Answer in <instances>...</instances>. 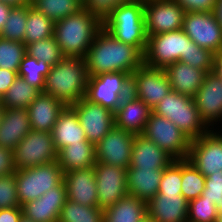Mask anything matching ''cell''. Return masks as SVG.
<instances>
[{
    "instance_id": "53",
    "label": "cell",
    "mask_w": 222,
    "mask_h": 222,
    "mask_svg": "<svg viewBox=\"0 0 222 222\" xmlns=\"http://www.w3.org/2000/svg\"><path fill=\"white\" fill-rule=\"evenodd\" d=\"M214 14L218 23L222 27V0H217L214 8Z\"/></svg>"
},
{
    "instance_id": "8",
    "label": "cell",
    "mask_w": 222,
    "mask_h": 222,
    "mask_svg": "<svg viewBox=\"0 0 222 222\" xmlns=\"http://www.w3.org/2000/svg\"><path fill=\"white\" fill-rule=\"evenodd\" d=\"M142 135L174 160L188 158L191 140L169 119L151 112Z\"/></svg>"
},
{
    "instance_id": "52",
    "label": "cell",
    "mask_w": 222,
    "mask_h": 222,
    "mask_svg": "<svg viewBox=\"0 0 222 222\" xmlns=\"http://www.w3.org/2000/svg\"><path fill=\"white\" fill-rule=\"evenodd\" d=\"M0 2L10 5L11 7H23L25 5H31L28 0H0Z\"/></svg>"
},
{
    "instance_id": "35",
    "label": "cell",
    "mask_w": 222,
    "mask_h": 222,
    "mask_svg": "<svg viewBox=\"0 0 222 222\" xmlns=\"http://www.w3.org/2000/svg\"><path fill=\"white\" fill-rule=\"evenodd\" d=\"M31 6L53 22L70 16L82 8V4L77 0H34Z\"/></svg>"
},
{
    "instance_id": "56",
    "label": "cell",
    "mask_w": 222,
    "mask_h": 222,
    "mask_svg": "<svg viewBox=\"0 0 222 222\" xmlns=\"http://www.w3.org/2000/svg\"><path fill=\"white\" fill-rule=\"evenodd\" d=\"M19 222H34V221L26 218L25 216H22L21 219L19 220Z\"/></svg>"
},
{
    "instance_id": "3",
    "label": "cell",
    "mask_w": 222,
    "mask_h": 222,
    "mask_svg": "<svg viewBox=\"0 0 222 222\" xmlns=\"http://www.w3.org/2000/svg\"><path fill=\"white\" fill-rule=\"evenodd\" d=\"M102 22L81 8L76 13L54 22L53 36L64 56L85 58Z\"/></svg>"
},
{
    "instance_id": "48",
    "label": "cell",
    "mask_w": 222,
    "mask_h": 222,
    "mask_svg": "<svg viewBox=\"0 0 222 222\" xmlns=\"http://www.w3.org/2000/svg\"><path fill=\"white\" fill-rule=\"evenodd\" d=\"M18 76V71L0 68V94L3 96Z\"/></svg>"
},
{
    "instance_id": "46",
    "label": "cell",
    "mask_w": 222,
    "mask_h": 222,
    "mask_svg": "<svg viewBox=\"0 0 222 222\" xmlns=\"http://www.w3.org/2000/svg\"><path fill=\"white\" fill-rule=\"evenodd\" d=\"M180 4L185 12H214L217 0H174Z\"/></svg>"
},
{
    "instance_id": "27",
    "label": "cell",
    "mask_w": 222,
    "mask_h": 222,
    "mask_svg": "<svg viewBox=\"0 0 222 222\" xmlns=\"http://www.w3.org/2000/svg\"><path fill=\"white\" fill-rule=\"evenodd\" d=\"M51 134L57 152L70 144L88 141L78 115L71 106H66L60 113Z\"/></svg>"
},
{
    "instance_id": "30",
    "label": "cell",
    "mask_w": 222,
    "mask_h": 222,
    "mask_svg": "<svg viewBox=\"0 0 222 222\" xmlns=\"http://www.w3.org/2000/svg\"><path fill=\"white\" fill-rule=\"evenodd\" d=\"M147 217V204L127 195L104 210L103 222H141Z\"/></svg>"
},
{
    "instance_id": "55",
    "label": "cell",
    "mask_w": 222,
    "mask_h": 222,
    "mask_svg": "<svg viewBox=\"0 0 222 222\" xmlns=\"http://www.w3.org/2000/svg\"><path fill=\"white\" fill-rule=\"evenodd\" d=\"M4 110H5V107H4V105L0 102V123H1V120H2V116H3Z\"/></svg>"
},
{
    "instance_id": "26",
    "label": "cell",
    "mask_w": 222,
    "mask_h": 222,
    "mask_svg": "<svg viewBox=\"0 0 222 222\" xmlns=\"http://www.w3.org/2000/svg\"><path fill=\"white\" fill-rule=\"evenodd\" d=\"M172 91L194 97L204 82L206 71L191 67L182 61L174 62L164 68Z\"/></svg>"
},
{
    "instance_id": "18",
    "label": "cell",
    "mask_w": 222,
    "mask_h": 222,
    "mask_svg": "<svg viewBox=\"0 0 222 222\" xmlns=\"http://www.w3.org/2000/svg\"><path fill=\"white\" fill-rule=\"evenodd\" d=\"M201 119L212 130L222 121V80L208 73L193 97Z\"/></svg>"
},
{
    "instance_id": "45",
    "label": "cell",
    "mask_w": 222,
    "mask_h": 222,
    "mask_svg": "<svg viewBox=\"0 0 222 222\" xmlns=\"http://www.w3.org/2000/svg\"><path fill=\"white\" fill-rule=\"evenodd\" d=\"M201 197L214 201L217 211H222V171L205 178V189L202 191Z\"/></svg>"
},
{
    "instance_id": "1",
    "label": "cell",
    "mask_w": 222,
    "mask_h": 222,
    "mask_svg": "<svg viewBox=\"0 0 222 222\" xmlns=\"http://www.w3.org/2000/svg\"><path fill=\"white\" fill-rule=\"evenodd\" d=\"M85 59L88 76L112 72L132 75L144 63V55L135 46L119 41L103 27L95 35Z\"/></svg>"
},
{
    "instance_id": "21",
    "label": "cell",
    "mask_w": 222,
    "mask_h": 222,
    "mask_svg": "<svg viewBox=\"0 0 222 222\" xmlns=\"http://www.w3.org/2000/svg\"><path fill=\"white\" fill-rule=\"evenodd\" d=\"M151 112L143 101L130 93L114 112L115 126L135 135L142 134Z\"/></svg>"
},
{
    "instance_id": "42",
    "label": "cell",
    "mask_w": 222,
    "mask_h": 222,
    "mask_svg": "<svg viewBox=\"0 0 222 222\" xmlns=\"http://www.w3.org/2000/svg\"><path fill=\"white\" fill-rule=\"evenodd\" d=\"M218 215L214 201L199 196L188 202L187 222H216Z\"/></svg>"
},
{
    "instance_id": "40",
    "label": "cell",
    "mask_w": 222,
    "mask_h": 222,
    "mask_svg": "<svg viewBox=\"0 0 222 222\" xmlns=\"http://www.w3.org/2000/svg\"><path fill=\"white\" fill-rule=\"evenodd\" d=\"M182 160H173L164 170L159 183L158 194L182 195Z\"/></svg>"
},
{
    "instance_id": "6",
    "label": "cell",
    "mask_w": 222,
    "mask_h": 222,
    "mask_svg": "<svg viewBox=\"0 0 222 222\" xmlns=\"http://www.w3.org/2000/svg\"><path fill=\"white\" fill-rule=\"evenodd\" d=\"M15 175L20 206L40 198L63 181V171L57 161L16 170Z\"/></svg>"
},
{
    "instance_id": "2",
    "label": "cell",
    "mask_w": 222,
    "mask_h": 222,
    "mask_svg": "<svg viewBox=\"0 0 222 222\" xmlns=\"http://www.w3.org/2000/svg\"><path fill=\"white\" fill-rule=\"evenodd\" d=\"M88 78L85 58L64 56L50 68L43 92L71 106L85 97Z\"/></svg>"
},
{
    "instance_id": "28",
    "label": "cell",
    "mask_w": 222,
    "mask_h": 222,
    "mask_svg": "<svg viewBox=\"0 0 222 222\" xmlns=\"http://www.w3.org/2000/svg\"><path fill=\"white\" fill-rule=\"evenodd\" d=\"M163 170L164 169L128 168V195L137 197L147 203L158 193Z\"/></svg>"
},
{
    "instance_id": "41",
    "label": "cell",
    "mask_w": 222,
    "mask_h": 222,
    "mask_svg": "<svg viewBox=\"0 0 222 222\" xmlns=\"http://www.w3.org/2000/svg\"><path fill=\"white\" fill-rule=\"evenodd\" d=\"M215 54L196 45L191 39L188 41L186 55H182L179 61L187 63L191 67L199 68L207 73L214 71Z\"/></svg>"
},
{
    "instance_id": "11",
    "label": "cell",
    "mask_w": 222,
    "mask_h": 222,
    "mask_svg": "<svg viewBox=\"0 0 222 222\" xmlns=\"http://www.w3.org/2000/svg\"><path fill=\"white\" fill-rule=\"evenodd\" d=\"M182 30L201 48L222 53V27L214 12H185Z\"/></svg>"
},
{
    "instance_id": "29",
    "label": "cell",
    "mask_w": 222,
    "mask_h": 222,
    "mask_svg": "<svg viewBox=\"0 0 222 222\" xmlns=\"http://www.w3.org/2000/svg\"><path fill=\"white\" fill-rule=\"evenodd\" d=\"M57 162L63 173L94 167L96 164L95 145L89 141L70 144L57 152Z\"/></svg>"
},
{
    "instance_id": "10",
    "label": "cell",
    "mask_w": 222,
    "mask_h": 222,
    "mask_svg": "<svg viewBox=\"0 0 222 222\" xmlns=\"http://www.w3.org/2000/svg\"><path fill=\"white\" fill-rule=\"evenodd\" d=\"M57 161V150L51 132H29L13 149L16 170Z\"/></svg>"
},
{
    "instance_id": "39",
    "label": "cell",
    "mask_w": 222,
    "mask_h": 222,
    "mask_svg": "<svg viewBox=\"0 0 222 222\" xmlns=\"http://www.w3.org/2000/svg\"><path fill=\"white\" fill-rule=\"evenodd\" d=\"M25 53L24 43L0 37V68L18 71Z\"/></svg>"
},
{
    "instance_id": "36",
    "label": "cell",
    "mask_w": 222,
    "mask_h": 222,
    "mask_svg": "<svg viewBox=\"0 0 222 222\" xmlns=\"http://www.w3.org/2000/svg\"><path fill=\"white\" fill-rule=\"evenodd\" d=\"M205 178L189 160H182L181 193L188 202L201 196Z\"/></svg>"
},
{
    "instance_id": "33",
    "label": "cell",
    "mask_w": 222,
    "mask_h": 222,
    "mask_svg": "<svg viewBox=\"0 0 222 222\" xmlns=\"http://www.w3.org/2000/svg\"><path fill=\"white\" fill-rule=\"evenodd\" d=\"M51 66L43 60H37L35 57L25 55L22 58L18 70V76L23 78L32 87L39 92H43L45 77L50 72Z\"/></svg>"
},
{
    "instance_id": "19",
    "label": "cell",
    "mask_w": 222,
    "mask_h": 222,
    "mask_svg": "<svg viewBox=\"0 0 222 222\" xmlns=\"http://www.w3.org/2000/svg\"><path fill=\"white\" fill-rule=\"evenodd\" d=\"M67 200L66 187L62 181L50 188L40 198L23 204V216L34 222H58L59 215Z\"/></svg>"
},
{
    "instance_id": "58",
    "label": "cell",
    "mask_w": 222,
    "mask_h": 222,
    "mask_svg": "<svg viewBox=\"0 0 222 222\" xmlns=\"http://www.w3.org/2000/svg\"><path fill=\"white\" fill-rule=\"evenodd\" d=\"M141 222H154L150 217H145Z\"/></svg>"
},
{
    "instance_id": "31",
    "label": "cell",
    "mask_w": 222,
    "mask_h": 222,
    "mask_svg": "<svg viewBox=\"0 0 222 222\" xmlns=\"http://www.w3.org/2000/svg\"><path fill=\"white\" fill-rule=\"evenodd\" d=\"M54 22L31 5H27V23L24 36V44L52 37Z\"/></svg>"
},
{
    "instance_id": "47",
    "label": "cell",
    "mask_w": 222,
    "mask_h": 222,
    "mask_svg": "<svg viewBox=\"0 0 222 222\" xmlns=\"http://www.w3.org/2000/svg\"><path fill=\"white\" fill-rule=\"evenodd\" d=\"M13 150L0 147V177L15 173Z\"/></svg>"
},
{
    "instance_id": "5",
    "label": "cell",
    "mask_w": 222,
    "mask_h": 222,
    "mask_svg": "<svg viewBox=\"0 0 222 222\" xmlns=\"http://www.w3.org/2000/svg\"><path fill=\"white\" fill-rule=\"evenodd\" d=\"M169 119L190 140L208 133L211 129L201 119L194 98L170 91L152 110Z\"/></svg>"
},
{
    "instance_id": "50",
    "label": "cell",
    "mask_w": 222,
    "mask_h": 222,
    "mask_svg": "<svg viewBox=\"0 0 222 222\" xmlns=\"http://www.w3.org/2000/svg\"><path fill=\"white\" fill-rule=\"evenodd\" d=\"M12 8L13 7H11L10 5L0 2V33L3 30V27Z\"/></svg>"
},
{
    "instance_id": "37",
    "label": "cell",
    "mask_w": 222,
    "mask_h": 222,
    "mask_svg": "<svg viewBox=\"0 0 222 222\" xmlns=\"http://www.w3.org/2000/svg\"><path fill=\"white\" fill-rule=\"evenodd\" d=\"M25 51L27 55L43 60L51 67L64 57L54 36L26 44Z\"/></svg>"
},
{
    "instance_id": "25",
    "label": "cell",
    "mask_w": 222,
    "mask_h": 222,
    "mask_svg": "<svg viewBox=\"0 0 222 222\" xmlns=\"http://www.w3.org/2000/svg\"><path fill=\"white\" fill-rule=\"evenodd\" d=\"M31 131L27 109L5 108L0 123V147L13 150Z\"/></svg>"
},
{
    "instance_id": "59",
    "label": "cell",
    "mask_w": 222,
    "mask_h": 222,
    "mask_svg": "<svg viewBox=\"0 0 222 222\" xmlns=\"http://www.w3.org/2000/svg\"><path fill=\"white\" fill-rule=\"evenodd\" d=\"M77 1H79L83 5L86 0H77Z\"/></svg>"
},
{
    "instance_id": "22",
    "label": "cell",
    "mask_w": 222,
    "mask_h": 222,
    "mask_svg": "<svg viewBox=\"0 0 222 222\" xmlns=\"http://www.w3.org/2000/svg\"><path fill=\"white\" fill-rule=\"evenodd\" d=\"M146 204L147 216L154 222H187L188 201L182 195L157 193Z\"/></svg>"
},
{
    "instance_id": "23",
    "label": "cell",
    "mask_w": 222,
    "mask_h": 222,
    "mask_svg": "<svg viewBox=\"0 0 222 222\" xmlns=\"http://www.w3.org/2000/svg\"><path fill=\"white\" fill-rule=\"evenodd\" d=\"M65 107L66 105L54 96L40 92L27 108L32 130L52 132L53 126Z\"/></svg>"
},
{
    "instance_id": "32",
    "label": "cell",
    "mask_w": 222,
    "mask_h": 222,
    "mask_svg": "<svg viewBox=\"0 0 222 222\" xmlns=\"http://www.w3.org/2000/svg\"><path fill=\"white\" fill-rule=\"evenodd\" d=\"M40 92L17 76L7 92L2 96L1 103L5 108H24L36 99Z\"/></svg>"
},
{
    "instance_id": "7",
    "label": "cell",
    "mask_w": 222,
    "mask_h": 222,
    "mask_svg": "<svg viewBox=\"0 0 222 222\" xmlns=\"http://www.w3.org/2000/svg\"><path fill=\"white\" fill-rule=\"evenodd\" d=\"M131 93V75L126 72L89 76L85 98L115 112L121 100Z\"/></svg>"
},
{
    "instance_id": "24",
    "label": "cell",
    "mask_w": 222,
    "mask_h": 222,
    "mask_svg": "<svg viewBox=\"0 0 222 222\" xmlns=\"http://www.w3.org/2000/svg\"><path fill=\"white\" fill-rule=\"evenodd\" d=\"M174 159L142 134L135 135L128 168L165 169Z\"/></svg>"
},
{
    "instance_id": "44",
    "label": "cell",
    "mask_w": 222,
    "mask_h": 222,
    "mask_svg": "<svg viewBox=\"0 0 222 222\" xmlns=\"http://www.w3.org/2000/svg\"><path fill=\"white\" fill-rule=\"evenodd\" d=\"M129 1L131 0H86L82 7L103 23L115 8Z\"/></svg>"
},
{
    "instance_id": "54",
    "label": "cell",
    "mask_w": 222,
    "mask_h": 222,
    "mask_svg": "<svg viewBox=\"0 0 222 222\" xmlns=\"http://www.w3.org/2000/svg\"><path fill=\"white\" fill-rule=\"evenodd\" d=\"M218 127V128H217ZM217 127H215L213 130L220 136V138L222 139V125H218Z\"/></svg>"
},
{
    "instance_id": "16",
    "label": "cell",
    "mask_w": 222,
    "mask_h": 222,
    "mask_svg": "<svg viewBox=\"0 0 222 222\" xmlns=\"http://www.w3.org/2000/svg\"><path fill=\"white\" fill-rule=\"evenodd\" d=\"M94 172L101 209L105 210L128 195L127 169L96 162Z\"/></svg>"
},
{
    "instance_id": "51",
    "label": "cell",
    "mask_w": 222,
    "mask_h": 222,
    "mask_svg": "<svg viewBox=\"0 0 222 222\" xmlns=\"http://www.w3.org/2000/svg\"><path fill=\"white\" fill-rule=\"evenodd\" d=\"M213 73L222 80V53L215 56Z\"/></svg>"
},
{
    "instance_id": "57",
    "label": "cell",
    "mask_w": 222,
    "mask_h": 222,
    "mask_svg": "<svg viewBox=\"0 0 222 222\" xmlns=\"http://www.w3.org/2000/svg\"><path fill=\"white\" fill-rule=\"evenodd\" d=\"M216 222H222V211L218 212Z\"/></svg>"
},
{
    "instance_id": "17",
    "label": "cell",
    "mask_w": 222,
    "mask_h": 222,
    "mask_svg": "<svg viewBox=\"0 0 222 222\" xmlns=\"http://www.w3.org/2000/svg\"><path fill=\"white\" fill-rule=\"evenodd\" d=\"M187 160L205 177L222 171V139L212 129L191 140Z\"/></svg>"
},
{
    "instance_id": "9",
    "label": "cell",
    "mask_w": 222,
    "mask_h": 222,
    "mask_svg": "<svg viewBox=\"0 0 222 222\" xmlns=\"http://www.w3.org/2000/svg\"><path fill=\"white\" fill-rule=\"evenodd\" d=\"M190 38L182 29L149 35L144 64L152 68H165L186 55Z\"/></svg>"
},
{
    "instance_id": "38",
    "label": "cell",
    "mask_w": 222,
    "mask_h": 222,
    "mask_svg": "<svg viewBox=\"0 0 222 222\" xmlns=\"http://www.w3.org/2000/svg\"><path fill=\"white\" fill-rule=\"evenodd\" d=\"M27 23V5L13 7L8 15L0 37L24 43Z\"/></svg>"
},
{
    "instance_id": "14",
    "label": "cell",
    "mask_w": 222,
    "mask_h": 222,
    "mask_svg": "<svg viewBox=\"0 0 222 222\" xmlns=\"http://www.w3.org/2000/svg\"><path fill=\"white\" fill-rule=\"evenodd\" d=\"M71 107L78 115L86 139L96 145L115 126L114 112L83 97Z\"/></svg>"
},
{
    "instance_id": "49",
    "label": "cell",
    "mask_w": 222,
    "mask_h": 222,
    "mask_svg": "<svg viewBox=\"0 0 222 222\" xmlns=\"http://www.w3.org/2000/svg\"><path fill=\"white\" fill-rule=\"evenodd\" d=\"M22 216V207L0 209V222H19Z\"/></svg>"
},
{
    "instance_id": "13",
    "label": "cell",
    "mask_w": 222,
    "mask_h": 222,
    "mask_svg": "<svg viewBox=\"0 0 222 222\" xmlns=\"http://www.w3.org/2000/svg\"><path fill=\"white\" fill-rule=\"evenodd\" d=\"M185 10L174 0L144 1L147 35L182 29Z\"/></svg>"
},
{
    "instance_id": "15",
    "label": "cell",
    "mask_w": 222,
    "mask_h": 222,
    "mask_svg": "<svg viewBox=\"0 0 222 222\" xmlns=\"http://www.w3.org/2000/svg\"><path fill=\"white\" fill-rule=\"evenodd\" d=\"M135 134L114 126L95 145L96 162L128 169Z\"/></svg>"
},
{
    "instance_id": "12",
    "label": "cell",
    "mask_w": 222,
    "mask_h": 222,
    "mask_svg": "<svg viewBox=\"0 0 222 222\" xmlns=\"http://www.w3.org/2000/svg\"><path fill=\"white\" fill-rule=\"evenodd\" d=\"M163 68L148 67L144 63L131 75V93L151 110L171 91Z\"/></svg>"
},
{
    "instance_id": "34",
    "label": "cell",
    "mask_w": 222,
    "mask_h": 222,
    "mask_svg": "<svg viewBox=\"0 0 222 222\" xmlns=\"http://www.w3.org/2000/svg\"><path fill=\"white\" fill-rule=\"evenodd\" d=\"M103 220L104 210L100 207L84 206L67 199L58 222H103Z\"/></svg>"
},
{
    "instance_id": "43",
    "label": "cell",
    "mask_w": 222,
    "mask_h": 222,
    "mask_svg": "<svg viewBox=\"0 0 222 222\" xmlns=\"http://www.w3.org/2000/svg\"><path fill=\"white\" fill-rule=\"evenodd\" d=\"M21 207L16 190L15 173L0 177V209Z\"/></svg>"
},
{
    "instance_id": "20",
    "label": "cell",
    "mask_w": 222,
    "mask_h": 222,
    "mask_svg": "<svg viewBox=\"0 0 222 222\" xmlns=\"http://www.w3.org/2000/svg\"><path fill=\"white\" fill-rule=\"evenodd\" d=\"M67 199L84 206L99 207L94 167L63 173Z\"/></svg>"
},
{
    "instance_id": "4",
    "label": "cell",
    "mask_w": 222,
    "mask_h": 222,
    "mask_svg": "<svg viewBox=\"0 0 222 222\" xmlns=\"http://www.w3.org/2000/svg\"><path fill=\"white\" fill-rule=\"evenodd\" d=\"M119 41L135 46L143 55L147 47L144 1L131 0L115 8L102 23Z\"/></svg>"
}]
</instances>
